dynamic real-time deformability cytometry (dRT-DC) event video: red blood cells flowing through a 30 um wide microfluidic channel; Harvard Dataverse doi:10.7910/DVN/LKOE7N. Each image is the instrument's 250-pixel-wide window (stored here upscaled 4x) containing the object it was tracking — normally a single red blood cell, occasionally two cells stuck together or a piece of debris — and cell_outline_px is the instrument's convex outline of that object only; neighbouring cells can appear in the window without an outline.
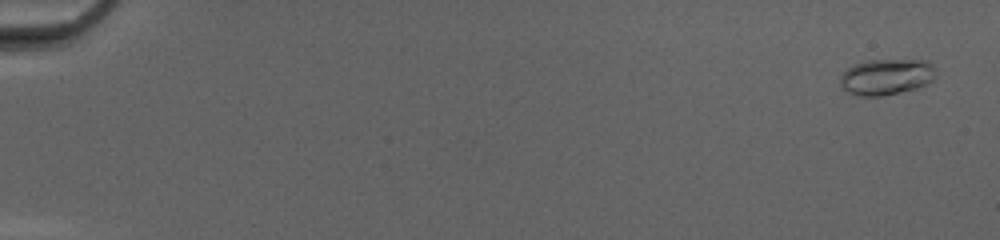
{"species": "common noctule bat (a hibernating species)", "species_latin": "Nyctalus noctula", "temperature_condition": "cold", "stored_images_in_passage": 52, "camera_frame_rate_fps": 3000, "um_per_image_px": 0.085, "animal": {"sex": "female", "body_mass_g": 20.0, "forearm_length_mm": 54.0}, "frame": {"image": 1, "passage_image": 3, "time_ms": 0.667, "image_size_px": [1000, 240], "cell_outline_px": [[936, 76], [932, 80], [916, 88], [900, 92], [880, 96], [860, 96], [848, 92], [840, 84], [840, 76], [848, 68], [856, 64], [868, 60], [928, 60], [932, 64], [936, 72]], "centroid_in_image_um": [75.36, 6.52], "position_along_channel_um": 9.6, "area_um2": 19.94}}
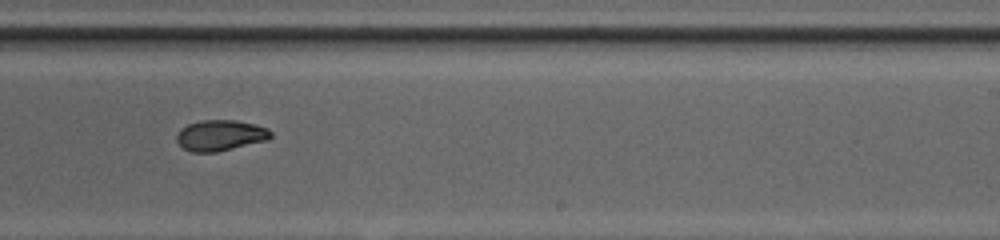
{"frame": {"image": 2, "passage_image": 35, "time_ms": 11.333, "image_size_px": [1000, 240], "cell_outline_px": [[272, 136], [268, 140], [216, 152], [192, 152], [184, 148], [176, 140], [176, 136], [180, 128], [188, 124], [200, 120], [236, 120], [256, 124], [268, 128], [272, 132]], "centroid_in_image_um": [18.75, 11.49], "position_along_channel_um": 270.3, "area_um2": 16.99}}
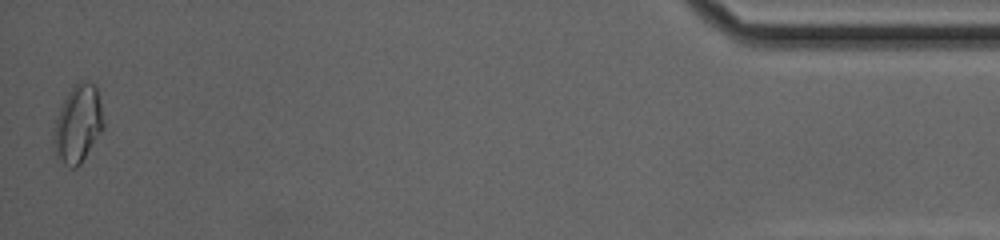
{"frame": {"image": 3, "passage_image": 52, "time_ms": 17.0, "image_size_px": [1000, 240], "cell_outline_px": [[104, 128], [80, 164], [76, 168], [68, 168], [56, 156], [52, 144], [52, 132], [60, 108], [68, 92], [80, 80], [88, 80], [96, 84], [104, 120]], "centroid_in_image_um": [6.62, 10.54], "position_along_channel_um": 428.6, "area_um2": 22.77}, "authors_computed_cell_mechanics": {"area_um2": 17.5134, "velocity_mm_per_s": 4.1901, "shape_relaxation_time_tau1_ms": 5.116, "shape_relaxation_time_tau2_ms": 1.2924, "deformation_change_tau1": 0.1904, "deformation_change_tau2": 0.0515}}